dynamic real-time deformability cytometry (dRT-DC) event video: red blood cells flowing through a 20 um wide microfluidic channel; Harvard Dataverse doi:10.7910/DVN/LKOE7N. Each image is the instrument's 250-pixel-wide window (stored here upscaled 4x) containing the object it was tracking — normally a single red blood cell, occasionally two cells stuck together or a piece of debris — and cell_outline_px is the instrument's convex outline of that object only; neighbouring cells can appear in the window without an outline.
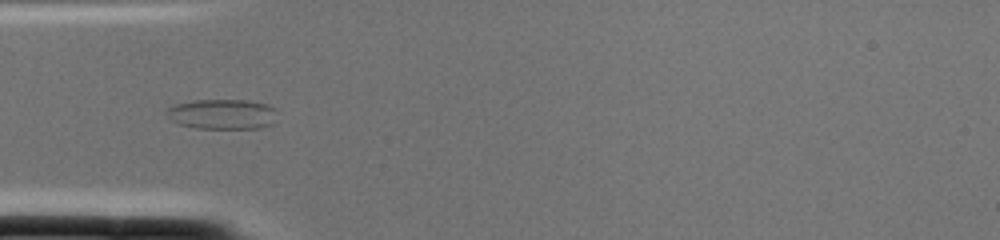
{"species": "common noctule bat (a hibernating species)", "species_latin": "Nyctalus noctula", "temperature_condition": "cold", "stored_images_in_passage": 2, "camera_frame_rate_fps": 3000, "um_per_image_px": 0.085, "animal": {"sex": "female", "body_mass_g": 22.0, "forearm_length_mm": 56.7}, "frame": {"image": 1, "passage_image": 2, "time_ms": 0.333, "image_size_px": [1000, 240], "cell_outline_px": [[276, 108], [272, 124], [260, 128], [196, 128], [180, 124], [172, 120], [164, 112], [164, 108], [172, 104], [192, 100], [248, 100], [268, 104]], "centroid_in_image_um": [18.84, 9.68], "position_along_channel_um": 66.2, "area_um2": 19.59}}